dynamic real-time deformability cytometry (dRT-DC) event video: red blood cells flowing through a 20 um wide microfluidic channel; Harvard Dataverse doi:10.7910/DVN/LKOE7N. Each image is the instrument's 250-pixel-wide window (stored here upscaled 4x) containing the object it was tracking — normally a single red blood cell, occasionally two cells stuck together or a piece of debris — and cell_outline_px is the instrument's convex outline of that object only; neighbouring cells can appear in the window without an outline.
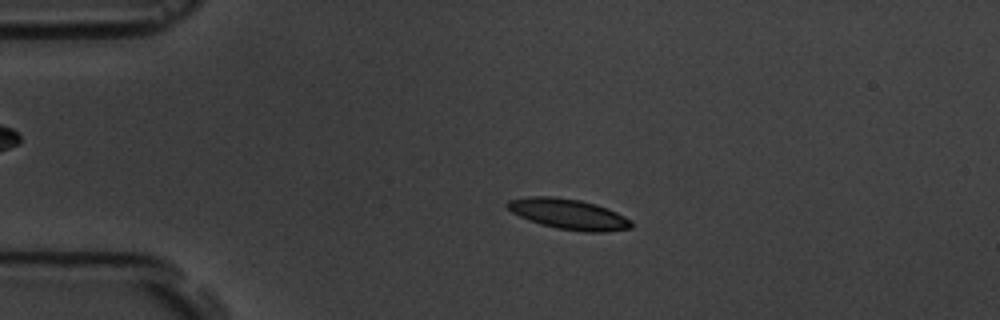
{"species": "common noctule bat (a hibernating species)", "species_latin": "Nyctalus noctula", "temperature_condition": "room temperature", "stored_images_in_passage": 4, "camera_frame_rate_fps": 3000, "um_per_image_px": 0.085, "animal": {"sex": "male", "body_mass_g": 19.5, "forearm_length_mm": 54.6}, "frame": {"image": 1, "passage_image": 3, "time_ms": 2.333, "image_size_px": [1000, 320], "cell_outline_px": [[632, 228], [604, 232], [584, 232], [556, 228], [540, 224], [528, 220], [512, 212], [504, 204], [508, 200], [528, 196], [552, 196], [580, 200], [596, 204], [608, 208], [632, 220]], "centroid_in_image_um": [48.32, 18.2], "position_along_channel_um": 36.7, "area_um2": 22.14}}